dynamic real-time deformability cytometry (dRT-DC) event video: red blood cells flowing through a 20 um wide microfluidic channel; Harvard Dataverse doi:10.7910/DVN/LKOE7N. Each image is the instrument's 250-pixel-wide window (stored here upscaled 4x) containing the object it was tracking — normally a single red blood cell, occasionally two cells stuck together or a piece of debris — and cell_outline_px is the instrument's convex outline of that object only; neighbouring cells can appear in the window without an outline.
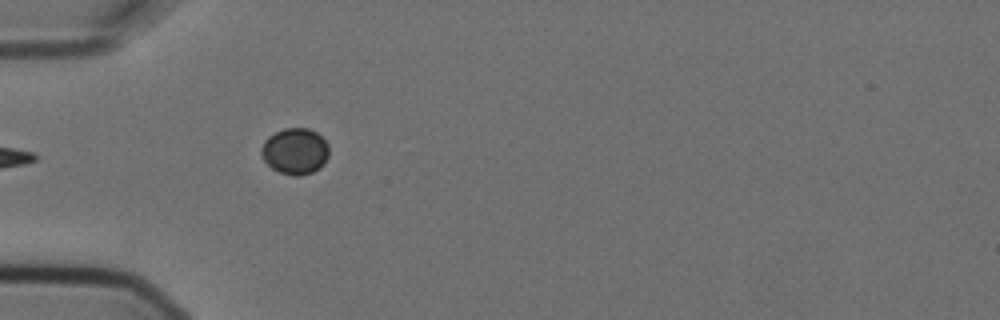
{"species": "Egyptian fruit bat (a non-hibernating species)", "species_latin": "Rousettus aegyptiacus", "temperature_condition": "cold", "stored_images_in_passage": 5, "camera_frame_rate_fps": 3000, "um_per_image_px": 0.085, "animal": {"sex": "female"}, "frame": {"image": 1, "passage_image": 4, "time_ms": 1.0, "image_size_px": [1000, 320], "cell_outline_px": [[328, 156], [324, 164], [320, 168], [312, 172], [296, 176], [292, 176], [280, 172], [272, 168], [260, 156], [260, 148], [264, 140], [268, 136], [284, 128], [308, 128], [316, 132], [328, 144]], "centroid_in_image_um": [25.06, 12.85], "position_along_channel_um": 59.9, "area_um2": 18.32}}
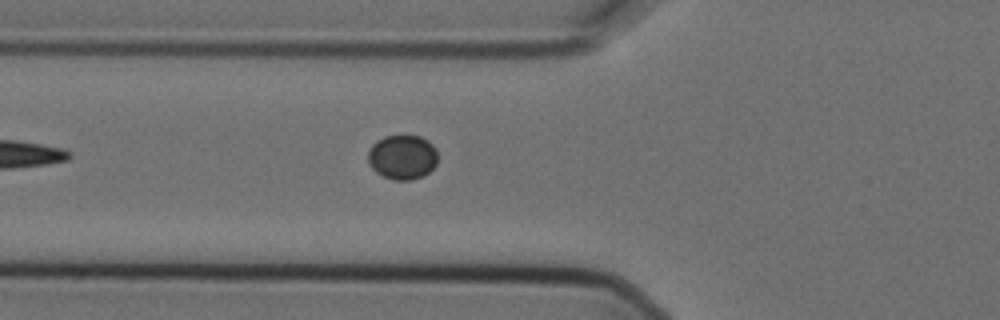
{"frame": {"image": 2, "passage_image": 5, "time_ms": 1.333, "image_size_px": [1000, 320], "cell_outline_px": [[436, 164], [424, 176], [412, 180], [396, 180], [384, 176], [376, 172], [368, 164], [368, 152], [372, 144], [376, 140], [384, 136], [420, 136], [428, 140], [436, 148]], "centroid_in_image_um": [34.19, 13.35], "position_along_channel_um": 91.6, "area_um2": 18.15}}